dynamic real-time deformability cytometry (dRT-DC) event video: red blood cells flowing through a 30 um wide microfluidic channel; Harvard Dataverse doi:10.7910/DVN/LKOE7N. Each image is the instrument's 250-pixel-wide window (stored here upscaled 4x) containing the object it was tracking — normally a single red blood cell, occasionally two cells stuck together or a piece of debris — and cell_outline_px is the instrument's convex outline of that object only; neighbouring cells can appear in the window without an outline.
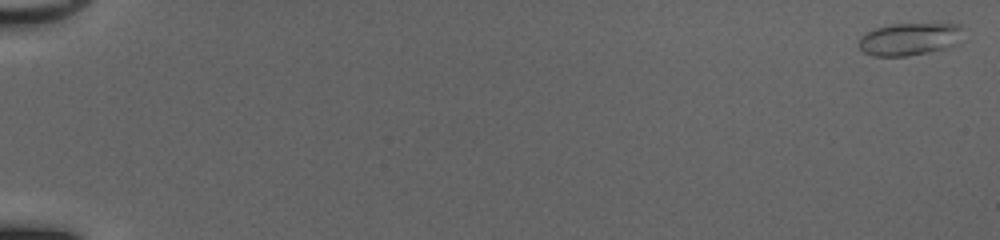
{"species": "common noctule bat (a hibernating species)", "species_latin": "Nyctalus noctula", "temperature_condition": "cold", "stored_images_in_passage": 52, "camera_frame_rate_fps": 3000, "um_per_image_px": 0.085, "animal": {"sex": "female", "body_mass_g": 20.0, "forearm_length_mm": 54.0}, "frame": {"image": 1, "passage_image": 1, "time_ms": 0.0, "image_size_px": [1000, 240], "cell_outline_px": [[960, 28], [956, 44], [948, 48], [908, 56], [872, 56], [864, 52], [856, 44], [872, 28], [892, 24], [960, 24]], "centroid_in_image_um": [77.24, 3.33], "position_along_channel_um": 7.8, "area_um2": 19.48}}
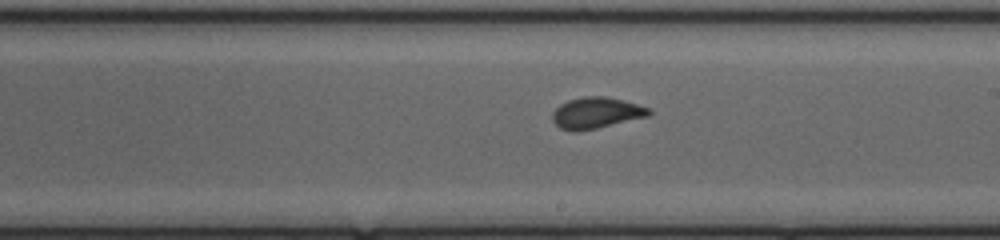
{"frame": {"image": 2, "passage_image": 32, "time_ms": 10.333, "image_size_px": [1000, 240], "cell_outline_px": [[652, 112], [648, 116], [596, 128], [576, 132], [572, 132], [560, 128], [552, 120], [552, 112], [560, 104], [568, 100], [584, 96], [604, 96], [652, 108]], "centroid_in_image_um": [50.65, 9.6], "position_along_channel_um": 238.3, "area_um2": 17.46}}
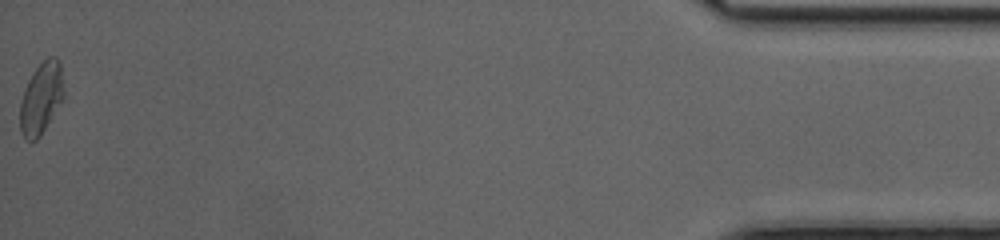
{"frame": {"image": 3, "passage_image": 52, "time_ms": 17.0, "image_size_px": [1000, 240], "cell_outline_px": [[64, 96], [40, 136], [36, 140], [24, 140], [20, 132], [20, 104], [24, 88], [32, 72], [48, 56], [56, 56], [60, 64], [64, 88]], "centroid_in_image_um": [3.48, 8.34], "position_along_channel_um": 431.7, "area_um2": 18.21}, "authors_computed_cell_mechanics": {"area_um2": 17.4267, "velocity_mm_per_s": 4.167, "shape_relaxation_time_tau1_ms": 9.5312, "shape_relaxation_time_tau2_ms": null, "deformation_change_tau1": 0.2024, "deformation_change_tau2": null}}